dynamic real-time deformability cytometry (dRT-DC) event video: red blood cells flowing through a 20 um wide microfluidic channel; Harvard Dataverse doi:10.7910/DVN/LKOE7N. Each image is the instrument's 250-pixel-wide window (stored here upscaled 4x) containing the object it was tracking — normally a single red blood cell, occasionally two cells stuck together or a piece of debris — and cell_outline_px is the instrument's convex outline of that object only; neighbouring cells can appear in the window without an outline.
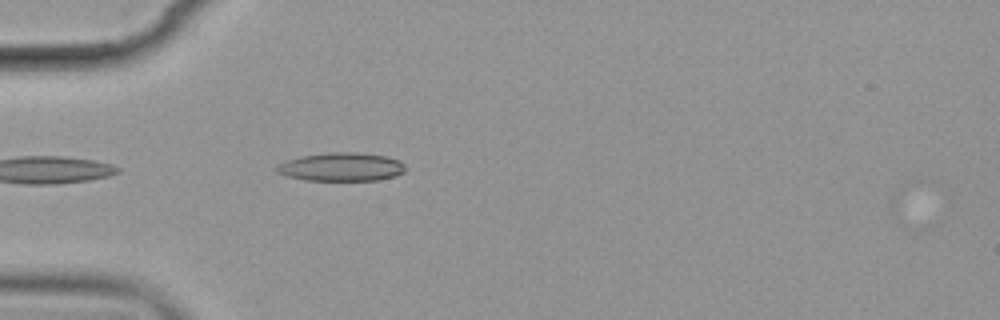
{"species": "common noctule bat (a hibernating species)", "species_latin": "Nyctalus noctula", "temperature_condition": "cold", "stored_images_in_passage": 2, "camera_frame_rate_fps": 3000, "um_per_image_px": 0.085, "animal": {"sex": "female", "body_mass_g": 19.9}, "frame": {"image": 1, "passage_image": 2, "time_ms": 1.0, "image_size_px": [1000, 320], "cell_outline_px": [[404, 172], [396, 176], [376, 180], [304, 180], [288, 176], [276, 172], [276, 164], [300, 156], [332, 152], [356, 152], [384, 156], [400, 160], [404, 164]], "centroid_in_image_um": [29.0, 14.18], "position_along_channel_um": 56.0, "area_um2": 21.27}}